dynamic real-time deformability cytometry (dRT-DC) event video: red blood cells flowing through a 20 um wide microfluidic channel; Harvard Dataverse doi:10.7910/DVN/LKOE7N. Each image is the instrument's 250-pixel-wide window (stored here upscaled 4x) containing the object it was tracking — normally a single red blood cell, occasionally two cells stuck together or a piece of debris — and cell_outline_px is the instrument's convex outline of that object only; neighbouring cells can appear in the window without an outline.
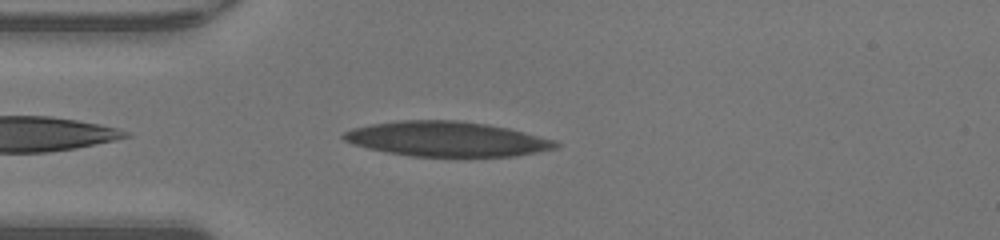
{"species": "human", "species_latin": "Homo sapiens", "temperature_condition": "warm", "stored_images_in_passage": 38, "camera_frame_rate_fps": 3000, "um_per_image_px": 0.085, "donor": {"sex": "male"}, "frame": {"image": 1, "passage_image": 3, "time_ms": 0.667, "image_size_px": [1000, 240], "cell_outline_px": [[560, 148], [516, 156], [412, 156], [388, 152], [368, 148], [352, 144], [344, 140], [340, 136], [344, 132], [352, 128], [372, 124], [396, 120], [460, 120], [488, 124], [508, 128], [556, 140], [560, 144]], "centroid_in_image_um": [38.0, 11.81], "position_along_channel_um": 47.0, "area_um2": 43.29}}
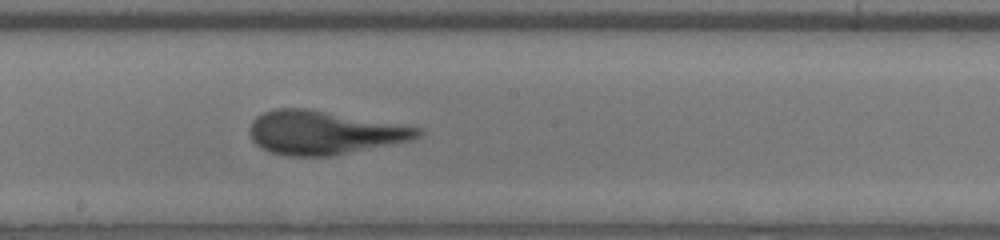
{"frame": {"image": 2, "passage_image": 16, "time_ms": 5.0, "image_size_px": [1000, 240], "cell_outline_px": [[424, 132], [420, 136], [412, 140], [332, 156], [288, 156], [272, 152], [260, 148], [252, 140], [252, 120], [256, 116], [264, 112], [276, 108], [308, 108], [420, 128]], "centroid_in_image_um": [27.53, 11.27], "position_along_channel_um": 220.7, "area_um2": 42.37}}
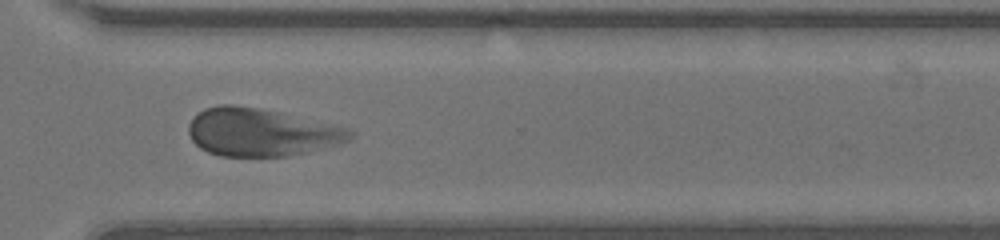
{"frame": {"image": 3, "passage_image": 25, "time_ms": 8.0, "image_size_px": [1000, 240], "cell_outline_px": [[352, 136], [348, 140], [340, 144], [288, 156], [220, 156], [208, 152], [200, 148], [192, 140], [188, 132], [188, 124], [204, 108], [220, 104], [232, 104], [260, 108], [348, 128], [352, 132]], "centroid_in_image_um": [22.15, 11.24], "position_along_channel_um": 348.4, "area_um2": 44.56}, "authors_computed_cell_mechanics": {"area_um2": 43.0032, "velocity_mm_per_s": 4.2715, "shape_relaxation_time_tau1_ms": 3.7115, "shape_relaxation_time_tau2_ms": 1.1211, "deformation_change_tau1": 0.19, "deformation_change_tau2": 0.1052}}